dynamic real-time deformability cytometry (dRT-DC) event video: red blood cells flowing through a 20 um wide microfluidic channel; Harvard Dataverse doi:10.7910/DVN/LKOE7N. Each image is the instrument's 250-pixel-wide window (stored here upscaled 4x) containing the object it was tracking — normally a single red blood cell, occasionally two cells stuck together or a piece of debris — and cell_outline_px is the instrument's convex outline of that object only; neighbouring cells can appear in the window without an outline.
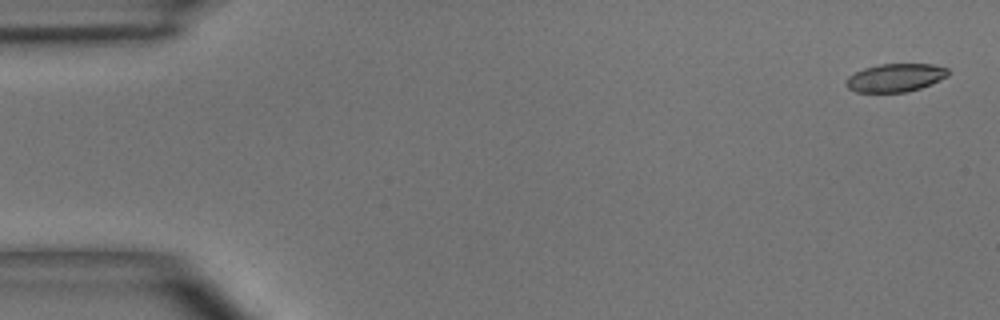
{"species": "common noctule bat (a hibernating species)", "species_latin": "Nyctalus noctula", "temperature_condition": "room temperature", "stored_images_in_passage": 4, "camera_frame_rate_fps": 3000, "um_per_image_px": 0.085, "animal": {"sex": "male", "body_mass_g": 15.6}, "frame": {"image": 1, "passage_image": 1, "time_ms": 0.0, "image_size_px": [1000, 320], "cell_outline_px": [[948, 76], [920, 88], [904, 92], [856, 92], [848, 88], [848, 76], [864, 68], [880, 64], [932, 64], [948, 68]], "centroid_in_image_um": [76.12, 6.6], "position_along_channel_um": 8.9, "area_um2": 16.47}}